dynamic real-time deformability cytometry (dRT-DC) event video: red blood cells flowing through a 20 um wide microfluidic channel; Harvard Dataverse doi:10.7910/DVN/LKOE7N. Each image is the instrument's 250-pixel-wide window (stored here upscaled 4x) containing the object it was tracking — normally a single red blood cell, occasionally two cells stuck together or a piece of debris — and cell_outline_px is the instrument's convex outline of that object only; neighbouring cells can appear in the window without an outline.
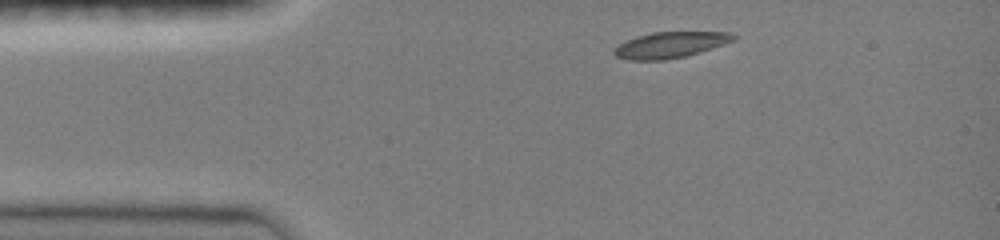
{"species": "common noctule bat (a hibernating species)", "species_latin": "Nyctalus noctula", "temperature_condition": "room temperature", "stored_images_in_passage": 3, "camera_frame_rate_fps": 3000, "um_per_image_px": 0.085, "animal": {"sex": "female", "body_mass_g": 19.0, "forearm_length_mm": 51.5}, "frame": {"image": 1, "passage_image": 1, "time_ms": 0.0, "image_size_px": [1000, 240], "cell_outline_px": [[736, 40], [688, 56], [664, 60], [628, 60], [616, 56], [612, 52], [612, 48], [636, 36], [652, 32], [728, 32], [736, 36]], "centroid_in_image_um": [56.96, 3.82], "position_along_channel_um": 28.0, "area_um2": 18.15}}